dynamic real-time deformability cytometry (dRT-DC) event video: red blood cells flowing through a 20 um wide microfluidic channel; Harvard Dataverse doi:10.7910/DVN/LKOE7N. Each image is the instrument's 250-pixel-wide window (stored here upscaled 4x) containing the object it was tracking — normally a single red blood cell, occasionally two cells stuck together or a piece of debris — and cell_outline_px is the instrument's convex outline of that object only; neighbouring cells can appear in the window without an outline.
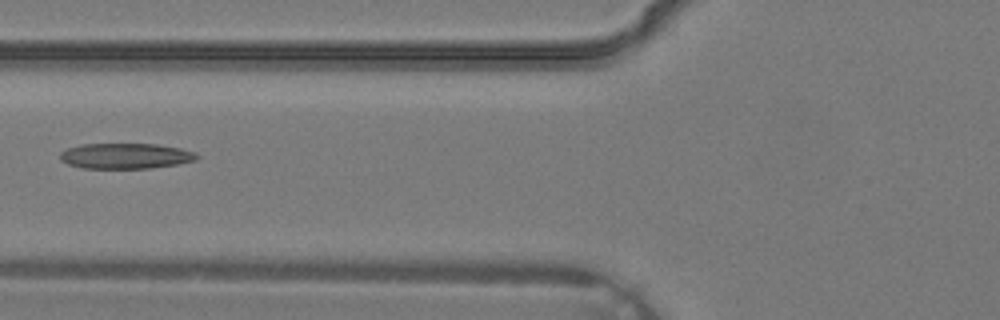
{"species": "common noctule bat (a hibernating species)", "species_latin": "Nyctalus noctula", "temperature_condition": "warm", "stored_images_in_passage": 5, "camera_frame_rate_fps": 3000, "um_per_image_px": 0.085, "animal": {"sex": "male", "body_mass_g": 19.2, "forearm_length_mm": 51.8}, "frame": {"image": 1, "passage_image": 5, "time_ms": 1.333, "image_size_px": [1000, 320], "cell_outline_px": [[200, 156], [196, 160], [176, 164], [152, 168], [84, 168], [68, 164], [60, 160], [60, 152], [68, 148], [80, 144], [156, 144], [180, 148], [196, 152]], "centroid_in_image_um": [10.68, 13.25], "position_along_channel_um": 115.1, "area_um2": 20.35}}